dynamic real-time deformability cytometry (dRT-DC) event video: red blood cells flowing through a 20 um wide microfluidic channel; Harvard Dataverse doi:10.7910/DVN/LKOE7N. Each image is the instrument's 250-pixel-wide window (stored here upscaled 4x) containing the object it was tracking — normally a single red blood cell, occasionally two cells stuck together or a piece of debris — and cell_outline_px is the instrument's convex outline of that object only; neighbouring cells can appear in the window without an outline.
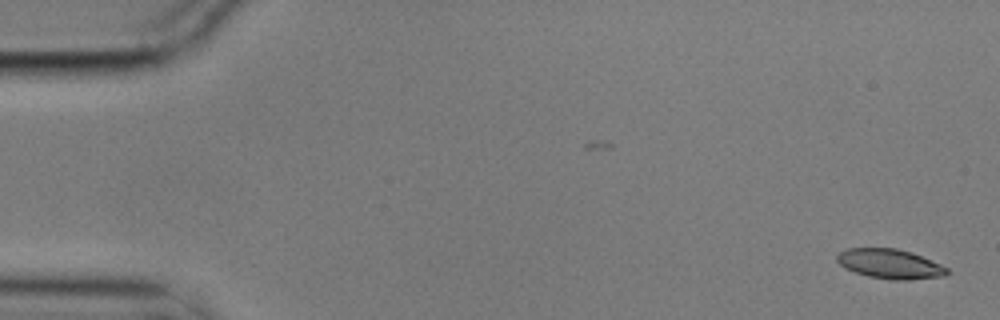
{"species": "common noctule bat (a hibernating species)", "species_latin": "Nyctalus noctula", "temperature_condition": "cold", "stored_images_in_passage": 14, "camera_frame_rate_fps": 3000, "um_per_image_px": 0.085, "animal": {"sex": "male", "body_mass_g": 17.9}, "frame": {"image": 1, "passage_image": 1, "time_ms": 0.0, "image_size_px": [1000, 320], "cell_outline_px": [[948, 272], [944, 276], [908, 280], [892, 280], [868, 276], [844, 268], [836, 260], [836, 256], [844, 248], [896, 248], [912, 252], [940, 264], [948, 268]], "centroid_in_image_um": [75.63, 22.42], "position_along_channel_um": 9.4, "area_um2": 19.02}}
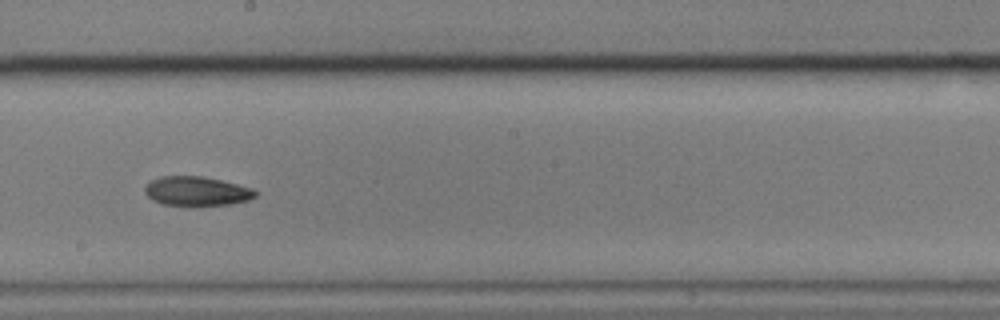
{"frame": {"image": 2, "passage_image": 8, "time_ms": 2.333, "image_size_px": [1000, 320], "cell_outline_px": [[256, 196], [248, 200], [228, 204], [164, 204], [152, 200], [144, 192], [144, 188], [152, 180], [160, 176], [200, 176], [220, 180], [252, 188], [256, 192]], "centroid_in_image_um": [16.69, 16.23], "position_along_channel_um": 231.5, "area_um2": 18.26}}
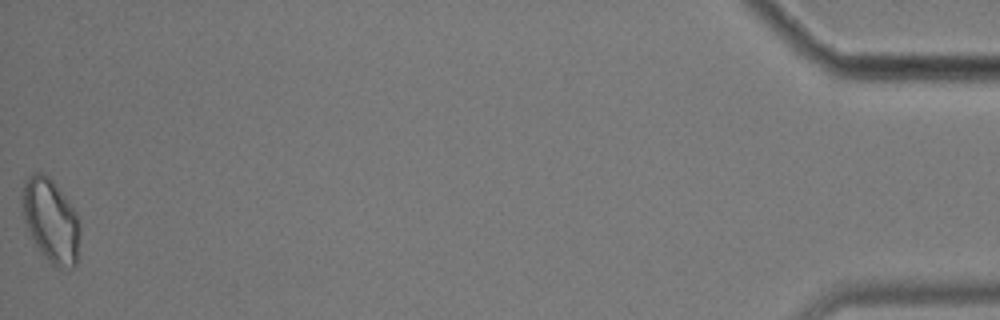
{"frame": {"image": 3, "passage_image": 14, "time_ms": 4.333, "image_size_px": [1000, 320], "cell_outline_px": [[80, 232], [76, 264], [72, 268], [52, 264], [44, 256], [36, 244], [24, 220], [20, 204], [20, 196], [24, 180], [28, 176], [36, 172], [44, 172], [52, 180], [76, 212], [80, 224]], "centroid_in_image_um": [4.29, 18.69], "position_along_channel_um": 430.9, "area_um2": 27.98}}